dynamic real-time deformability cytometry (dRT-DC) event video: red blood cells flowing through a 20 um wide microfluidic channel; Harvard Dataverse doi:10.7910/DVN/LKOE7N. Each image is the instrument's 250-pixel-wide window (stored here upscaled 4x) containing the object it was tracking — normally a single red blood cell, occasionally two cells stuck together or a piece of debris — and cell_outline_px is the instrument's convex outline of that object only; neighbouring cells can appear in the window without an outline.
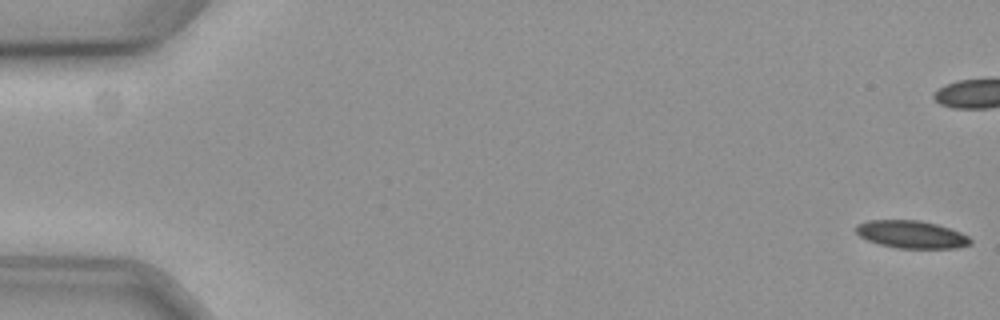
{"species": "common noctule bat (a hibernating species)", "species_latin": "Nyctalus noctula", "temperature_condition": "cold", "stored_images_in_passage": 51, "camera_frame_rate_fps": 3000, "um_per_image_px": 0.085, "animal": {"sex": "female", "body_mass_g": 19.3, "forearm_length_mm": 54.1}, "frame": {"image": 1, "passage_image": 1, "time_ms": 0.0, "image_size_px": [1000, 320], "cell_outline_px": [[972, 244], [956, 248], [896, 248], [880, 244], [868, 240], [860, 236], [856, 232], [856, 224], [868, 220], [920, 220], [936, 224], [960, 232], [968, 236], [972, 240]], "centroid_in_image_um": [77.47, 19.92], "position_along_channel_um": 7.5, "area_um2": 18.38}, "authors_computed_cell_mechanics": {"area_um2": 19.652, "velocity_mm_per_s": 3.571, "shape_relaxation_time_tau1_ms": 4.2275, "shape_relaxation_time_tau2_ms": null, "deformation_change_tau1": 0.085, "deformation_change_tau2": null}}